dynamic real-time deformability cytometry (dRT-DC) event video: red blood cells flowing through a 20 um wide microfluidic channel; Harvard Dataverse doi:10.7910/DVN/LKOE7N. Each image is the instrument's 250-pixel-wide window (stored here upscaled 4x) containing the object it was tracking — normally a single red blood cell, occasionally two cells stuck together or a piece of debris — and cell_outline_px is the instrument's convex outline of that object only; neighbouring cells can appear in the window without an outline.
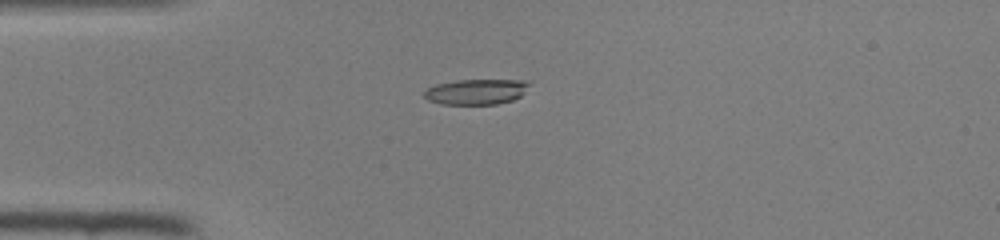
{"species": "common noctule bat (a hibernating species)", "species_latin": "Nyctalus noctula", "temperature_condition": "room temperature", "stored_images_in_passage": 36, "camera_frame_rate_fps": 3000, "um_per_image_px": 0.085, "animal": {"sex": "female", "body_mass_g": 22.0, "forearm_length_mm": 56.7}, "frame": {"image": 1, "passage_image": 2, "time_ms": 0.333, "image_size_px": [1000, 240], "cell_outline_px": [[532, 84], [520, 96], [512, 100], [496, 104], [440, 104], [428, 100], [424, 96], [424, 92], [428, 88], [436, 84], [456, 80], [528, 80]], "centroid_in_image_um": [40.5, 7.79], "position_along_channel_um": 44.5, "area_um2": 15.61}}
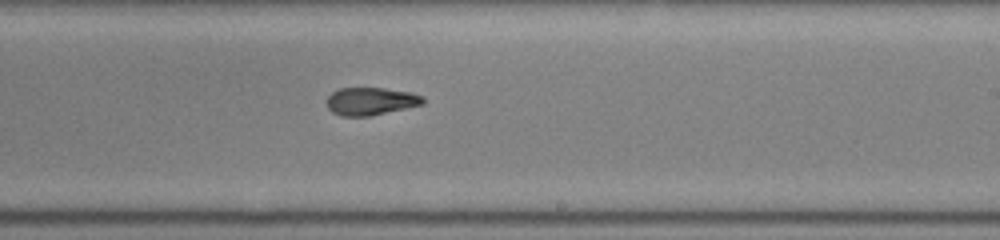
{"frame": {"image": 2, "passage_image": 18, "time_ms": 5.667, "image_size_px": [1000, 240], "cell_outline_px": [[424, 104], [368, 116], [340, 116], [332, 112], [328, 108], [328, 96], [332, 92], [340, 88], [384, 88], [412, 92], [424, 96]], "centroid_in_image_um": [31.53, 8.6], "position_along_channel_um": 257.5, "area_um2": 15.49}}
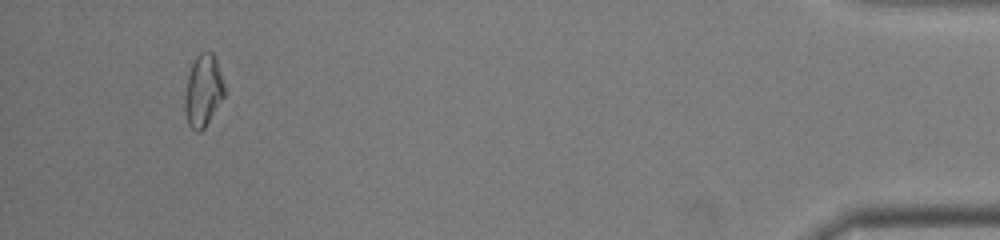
{"frame": {"image": 3, "passage_image": 34, "time_ms": 11.0, "image_size_px": [1000, 240], "cell_outline_px": [[224, 96], [204, 128], [200, 132], [196, 132], [188, 124], [184, 112], [184, 96], [188, 72], [196, 56], [200, 52], [208, 48], [216, 56], [224, 84]], "centroid_in_image_um": [17.25, 7.66], "position_along_channel_um": 417.9, "area_um2": 16.94}}